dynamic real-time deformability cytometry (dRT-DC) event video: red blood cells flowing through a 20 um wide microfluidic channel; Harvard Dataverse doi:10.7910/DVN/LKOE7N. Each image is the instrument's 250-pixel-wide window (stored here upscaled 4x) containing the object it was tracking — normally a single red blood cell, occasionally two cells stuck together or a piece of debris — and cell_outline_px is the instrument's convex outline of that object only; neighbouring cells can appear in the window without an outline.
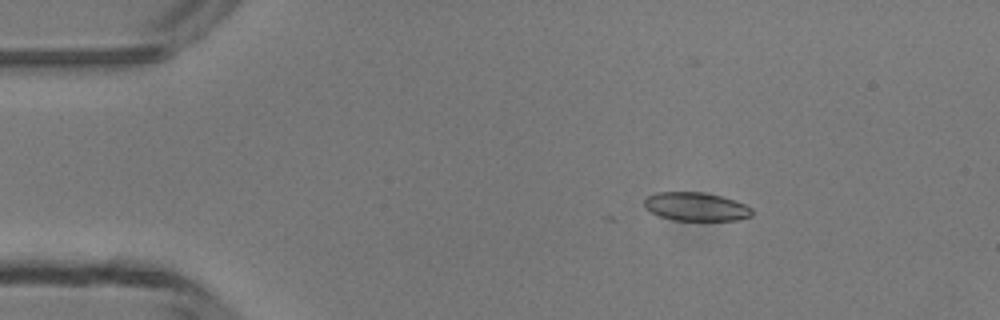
{"species": "common noctule bat (a hibernating species)", "species_latin": "Nyctalus noctula", "temperature_condition": "room temperature", "stored_images_in_passage": 4, "camera_frame_rate_fps": 3000, "um_per_image_px": 0.085, "animal": {"sex": "male", "body_mass_g": 13.3}, "frame": {"image": 1, "passage_image": 2, "time_ms": 1.0, "image_size_px": [1000, 320], "cell_outline_px": [[752, 216], [736, 220], [672, 220], [660, 216], [644, 208], [644, 196], [656, 192], [704, 192], [736, 200], [752, 208]], "centroid_in_image_um": [59.13, 17.55], "position_along_channel_um": 25.9, "area_um2": 18.03}}